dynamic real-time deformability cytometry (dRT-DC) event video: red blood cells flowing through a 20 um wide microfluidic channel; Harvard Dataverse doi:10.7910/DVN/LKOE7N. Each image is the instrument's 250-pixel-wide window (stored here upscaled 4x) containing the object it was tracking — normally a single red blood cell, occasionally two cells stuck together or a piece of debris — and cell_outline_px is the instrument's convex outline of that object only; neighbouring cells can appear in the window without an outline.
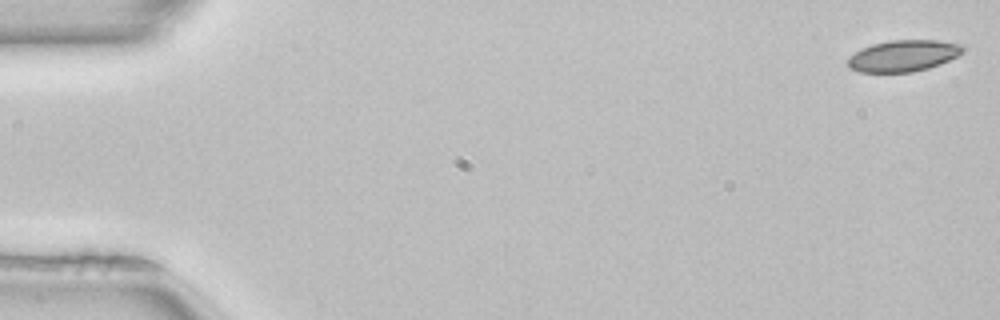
{"species": "common noctule bat (a hibernating species)", "species_latin": "Nyctalus noctula", "temperature_condition": "room temperature", "stored_images_in_passage": 51, "camera_frame_rate_fps": 3000, "um_per_image_px": 0.085, "animal": {"sex": "female", "body_mass_g": 22.7, "forearm_length_mm": 54.2}, "frame": {"image": 1, "passage_image": 1, "time_ms": 0.0, "image_size_px": [1000, 320], "cell_outline_px": [[964, 52], [940, 64], [928, 68], [912, 72], [860, 72], [848, 68], [848, 56], [872, 44], [892, 40], [936, 40], [964, 44]], "centroid_in_image_um": [76.8, 4.74], "position_along_channel_um": 8.2, "area_um2": 21.04}}
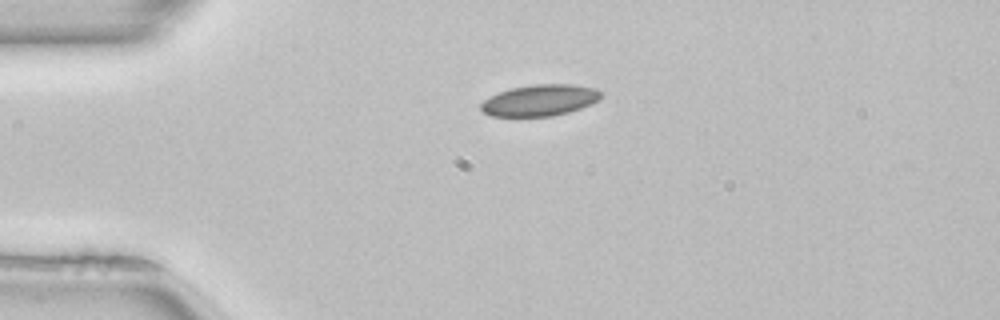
{"frame": {"image": 2, "passage_image": 12, "time_ms": 3.667, "image_size_px": [1000, 320], "cell_outline_px": [[600, 96], [592, 104], [568, 112], [552, 116], [492, 116], [484, 112], [480, 108], [480, 104], [484, 100], [500, 92], [512, 88], [532, 84], [572, 84], [596, 88], [600, 92]], "centroid_in_image_um": [45.88, 8.52], "position_along_channel_um": 39.1, "area_um2": 21.68}}
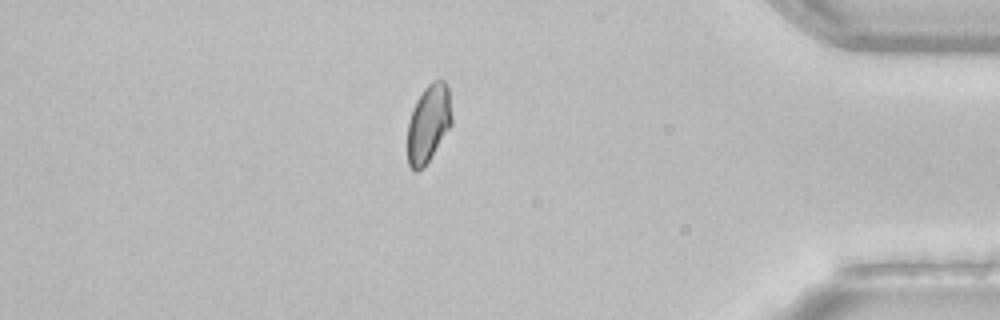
{"frame": {"image": 3, "passage_image": 44, "time_ms": 14.333, "image_size_px": [1000, 320], "cell_outline_px": [[452, 124], [424, 168], [416, 172], [408, 164], [408, 120], [412, 108], [416, 100], [424, 88], [428, 84], [436, 80], [444, 80], [448, 88], [452, 116]], "centroid_in_image_um": [36.41, 10.5], "position_along_channel_um": 398.8, "area_um2": 20.11}, "authors_computed_cell_mechanics": {"area_um2": 21.0392, "velocity_mm_per_s": 4.0108, "shape_relaxation_time_tau1_ms": 7.0695, "shape_relaxation_time_tau2_ms": 1.4807, "deformation_change_tau1": 0.1192, "deformation_change_tau2": 0.049}}